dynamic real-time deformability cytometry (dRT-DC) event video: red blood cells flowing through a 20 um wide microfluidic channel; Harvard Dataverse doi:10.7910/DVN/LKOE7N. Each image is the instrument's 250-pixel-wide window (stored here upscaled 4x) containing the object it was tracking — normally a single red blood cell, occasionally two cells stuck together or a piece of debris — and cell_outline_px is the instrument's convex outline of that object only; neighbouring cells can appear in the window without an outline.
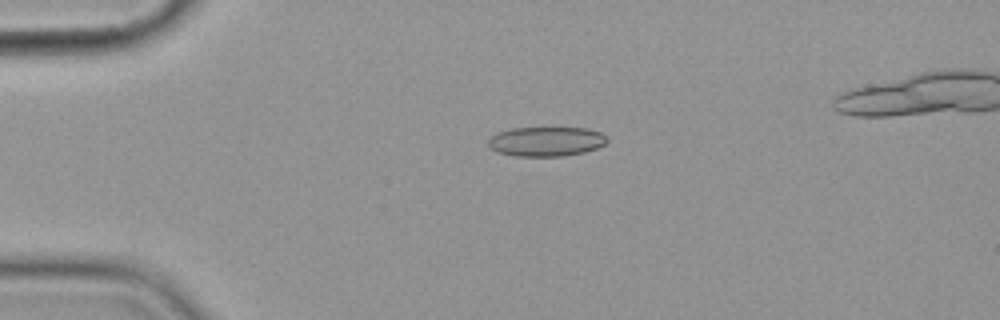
{"species": "common noctule bat (a hibernating species)", "species_latin": "Nyctalus noctula", "temperature_condition": "cold", "stored_images_in_passage": 3, "camera_frame_rate_fps": 3000, "um_per_image_px": 0.085, "animal": {"sex": "female", "body_mass_g": 19.9}, "frame": {"image": 1, "passage_image": 1, "time_ms": 0.0, "image_size_px": [1000, 320], "cell_outline_px": [[608, 140], [604, 144], [596, 148], [584, 152], [564, 156], [516, 156], [496, 152], [488, 148], [488, 136], [496, 132], [512, 128], [588, 128], [600, 132]], "centroid_in_image_um": [46.35, 12.02], "position_along_channel_um": 38.7, "area_um2": 20.63}}